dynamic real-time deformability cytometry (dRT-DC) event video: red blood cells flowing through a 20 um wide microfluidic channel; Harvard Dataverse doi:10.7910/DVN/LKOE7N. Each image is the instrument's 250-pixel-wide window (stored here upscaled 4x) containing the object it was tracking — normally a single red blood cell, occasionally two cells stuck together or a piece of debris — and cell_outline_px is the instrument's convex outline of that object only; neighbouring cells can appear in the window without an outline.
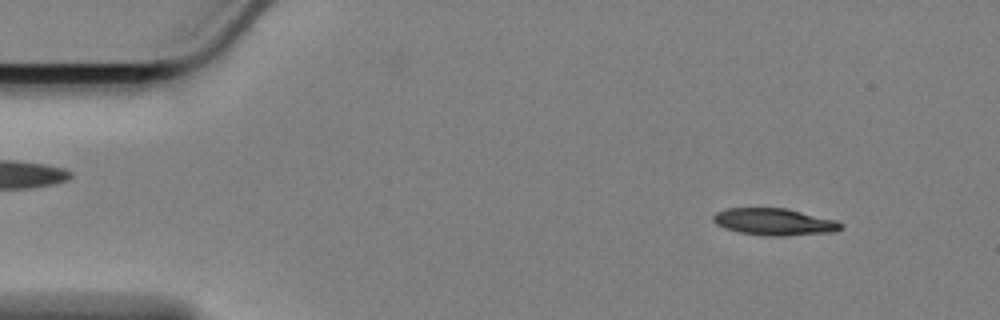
{"species": "Egyptian fruit bat (a non-hibernating species)", "species_latin": "Rousettus aegyptiacus", "temperature_condition": "cold", "stored_images_in_passage": 51, "camera_frame_rate_fps": 3000, "um_per_image_px": 0.085, "animal": {"sex": "female"}, "frame": {"image": 1, "passage_image": 1, "time_ms": 0.0, "image_size_px": [1000, 320], "cell_outline_px": [[844, 224], [840, 228], [832, 232], [788, 236], [764, 236], [740, 232], [724, 228], [716, 224], [712, 220], [712, 216], [716, 212], [728, 208], [788, 208], [836, 220]], "centroid_in_image_um": [65.8, 18.85], "position_along_channel_um": 19.2, "area_um2": 20.17}}
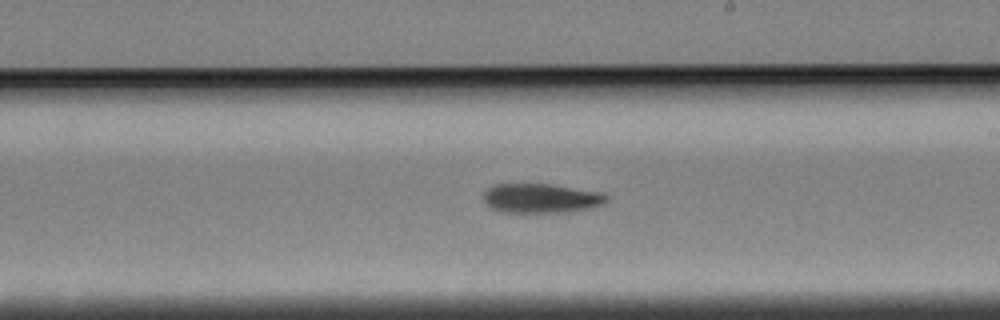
{"frame": {"image": 2, "passage_image": 28, "time_ms": 9.0, "image_size_px": [1000, 320], "cell_outline_px": [[608, 200], [604, 204], [588, 208], [568, 212], [500, 212], [484, 204], [484, 192], [492, 184], [548, 184], [604, 192], [608, 196]], "centroid_in_image_um": [45.99, 16.85], "position_along_channel_um": 243.0, "area_um2": 21.21}}
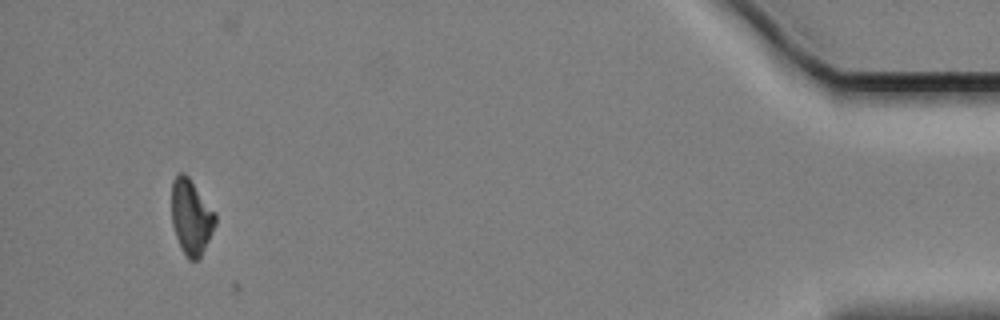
{"frame": {"image": 3, "passage_image": 50, "time_ms": 16.333, "image_size_px": [1000, 320], "cell_outline_px": [[216, 224], [200, 256], [196, 260], [188, 260], [180, 248], [172, 224], [172, 180], [180, 172], [184, 172], [188, 176], [216, 212]], "centroid_in_image_um": [16.24, 18.43], "position_along_channel_um": 419.0, "area_um2": 19.13}, "authors_computed_cell_mechanics": {"area_um2": 21.1548, "velocity_mm_per_s": 3.3978, "shape_relaxation_time_tau1_ms": 2.5751, "shape_relaxation_time_tau2_ms": null, "deformation_change_tau1": 0.1129, "deformation_change_tau2": null}}